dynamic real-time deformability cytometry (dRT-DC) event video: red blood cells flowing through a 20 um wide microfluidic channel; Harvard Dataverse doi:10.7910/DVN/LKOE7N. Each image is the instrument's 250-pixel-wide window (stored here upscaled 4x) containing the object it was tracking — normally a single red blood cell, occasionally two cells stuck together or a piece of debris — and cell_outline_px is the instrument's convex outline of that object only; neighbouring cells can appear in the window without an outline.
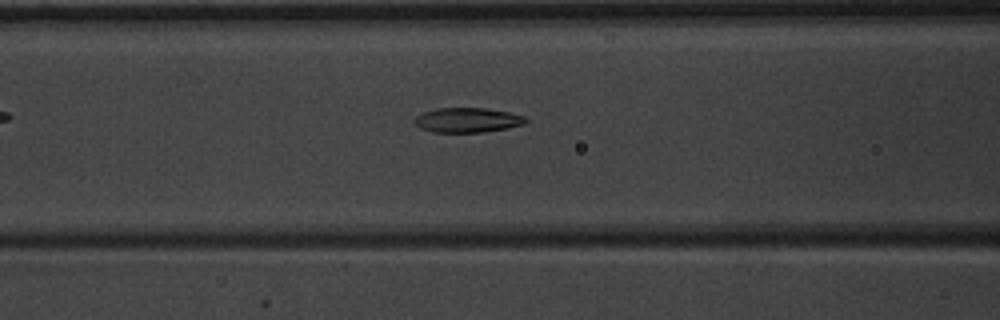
{"species": "common noctule bat (a hibernating species)", "species_latin": "Nyctalus noctula", "temperature_condition": "warm", "stored_images_in_passage": 35, "camera_frame_rate_fps": 3000, "um_per_image_px": 0.085, "animal": {"sex": "male", "body_mass_g": 20.1, "forearm_length_mm": 53.5}, "frame": {"image": 1, "passage_image": 6, "time_ms": 1.667, "image_size_px": [1000, 320], "cell_outline_px": [[528, 120], [524, 124], [508, 128], [484, 132], [432, 132], [420, 128], [416, 124], [416, 116], [424, 112], [436, 108], [484, 108], [508, 112], [524, 116]], "centroid_in_image_um": [39.75, 10.21], "position_along_channel_um": 126.9, "area_um2": 15.9}}
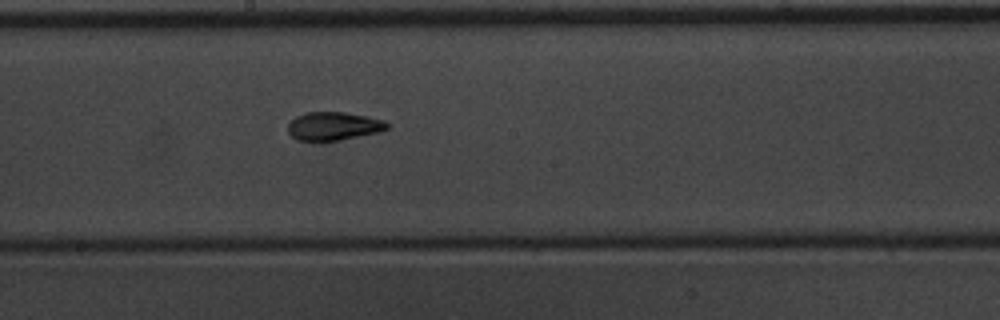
{"frame": {"image": 2, "passage_image": 13, "time_ms": 4.0, "image_size_px": [1000, 320], "cell_outline_px": [[388, 128], [376, 132], [340, 140], [320, 144], [296, 140], [288, 132], [288, 124], [296, 116], [308, 112], [344, 112], [384, 120], [388, 124]], "centroid_in_image_um": [28.27, 10.76], "position_along_channel_um": 219.9, "area_um2": 16.65}}
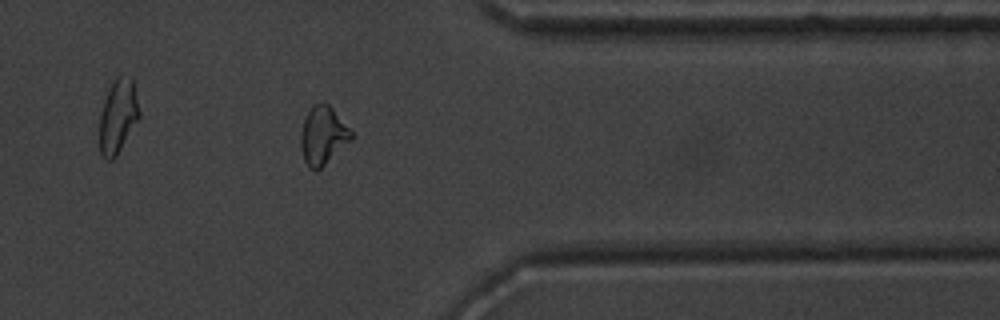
{"frame": {"image": 3, "passage_image": 26, "time_ms": 8.333, "image_size_px": [1000, 320], "cell_outline_px": [[356, 136], [352, 140], [320, 168], [308, 168], [304, 160], [300, 148], [300, 132], [304, 120], [312, 104], [328, 104], [332, 108]], "centroid_in_image_um": [27.45, 11.52], "position_along_channel_um": 383.9, "area_um2": 16.99}, "authors_computed_cell_mechanics": {"area_um2": 16.5308, "velocity_mm_per_s": 3.9845, "shape_relaxation_time_tau1_ms": 3.4782, "shape_relaxation_time_tau2_ms": 1.8974, "deformation_change_tau1": 0.1492, "deformation_change_tau2": 0.0697}}